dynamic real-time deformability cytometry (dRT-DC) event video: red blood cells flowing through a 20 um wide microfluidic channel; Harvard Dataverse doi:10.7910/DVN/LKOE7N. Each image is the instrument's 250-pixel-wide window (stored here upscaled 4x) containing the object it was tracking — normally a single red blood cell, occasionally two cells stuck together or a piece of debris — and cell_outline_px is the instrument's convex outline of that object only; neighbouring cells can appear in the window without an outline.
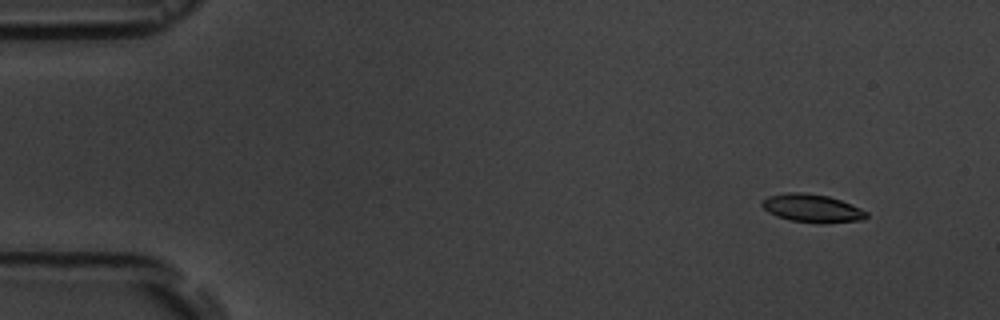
{"species": "common noctule bat (a hibernating species)", "species_latin": "Nyctalus noctula", "temperature_condition": "room temperature", "stored_images_in_passage": 5, "camera_frame_rate_fps": 3000, "um_per_image_px": 0.085, "animal": {"sex": "male", "body_mass_g": 19.5, "forearm_length_mm": 54.6}, "frame": {"image": 1, "passage_image": 2, "time_ms": 1.333, "image_size_px": [1000, 320], "cell_outline_px": [[868, 216], [864, 220], [820, 224], [788, 220], [776, 216], [768, 212], [760, 204], [760, 200], [768, 196], [784, 192], [804, 192], [828, 196], [840, 200], [860, 208], [868, 212]], "centroid_in_image_um": [69.0, 17.71], "position_along_channel_um": 16.0, "area_um2": 17.46}}
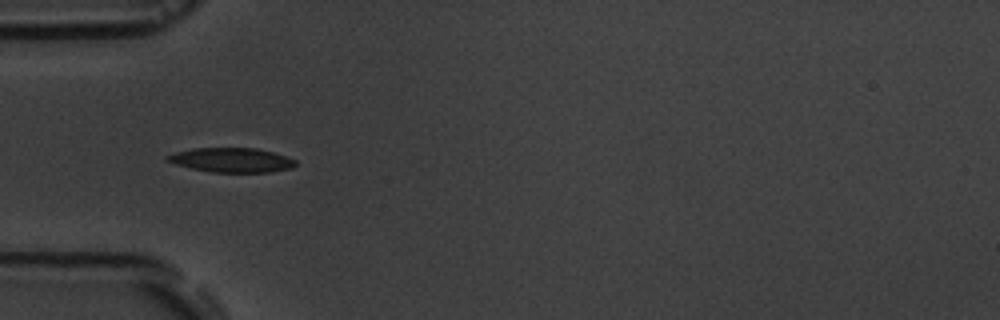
{"frame": {"image": 2, "passage_image": 5, "time_ms": 5.667, "image_size_px": [1000, 320], "cell_outline_px": [[296, 164], [292, 168], [268, 172], [212, 172], [192, 168], [176, 164], [164, 160], [164, 156], [176, 152], [192, 148], [256, 148], [272, 152], [296, 160]], "centroid_in_image_um": [19.65, 13.6], "position_along_channel_um": 65.4, "area_um2": 18.15}}